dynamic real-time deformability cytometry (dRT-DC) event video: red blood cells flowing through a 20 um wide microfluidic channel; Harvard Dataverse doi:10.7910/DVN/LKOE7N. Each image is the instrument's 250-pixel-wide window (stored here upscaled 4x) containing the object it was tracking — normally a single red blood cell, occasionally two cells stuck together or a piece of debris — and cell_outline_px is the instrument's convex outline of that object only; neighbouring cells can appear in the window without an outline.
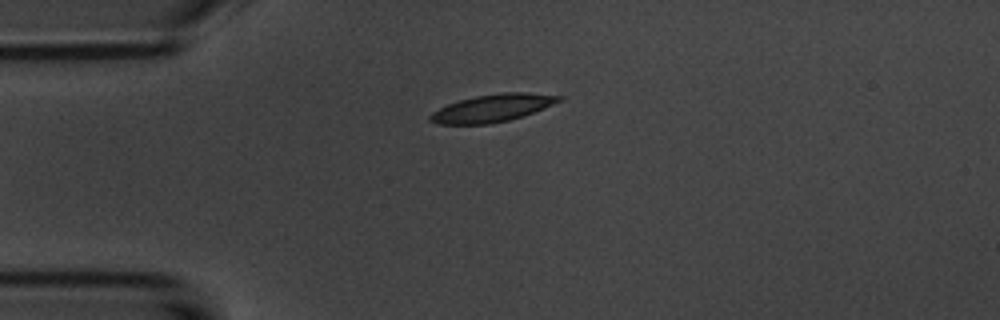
{"species": "common noctule bat (a hibernating species)", "species_latin": "Nyctalus noctula", "temperature_condition": "room temperature", "stored_images_in_passage": 2, "camera_frame_rate_fps": 3000, "um_per_image_px": 0.085, "animal": {"sex": "male", "body_mass_g": 20.1, "forearm_length_mm": 53.5}, "frame": {"image": 1, "passage_image": 1, "time_ms": 0.0, "image_size_px": [1000, 320], "cell_outline_px": [[564, 100], [524, 116], [508, 120], [488, 124], [436, 124], [428, 120], [428, 116], [432, 112], [448, 104], [460, 100], [476, 96], [500, 92], [528, 92], [564, 96]], "centroid_in_image_um": [41.89, 9.18], "position_along_channel_um": 43.1, "area_um2": 20.81}}